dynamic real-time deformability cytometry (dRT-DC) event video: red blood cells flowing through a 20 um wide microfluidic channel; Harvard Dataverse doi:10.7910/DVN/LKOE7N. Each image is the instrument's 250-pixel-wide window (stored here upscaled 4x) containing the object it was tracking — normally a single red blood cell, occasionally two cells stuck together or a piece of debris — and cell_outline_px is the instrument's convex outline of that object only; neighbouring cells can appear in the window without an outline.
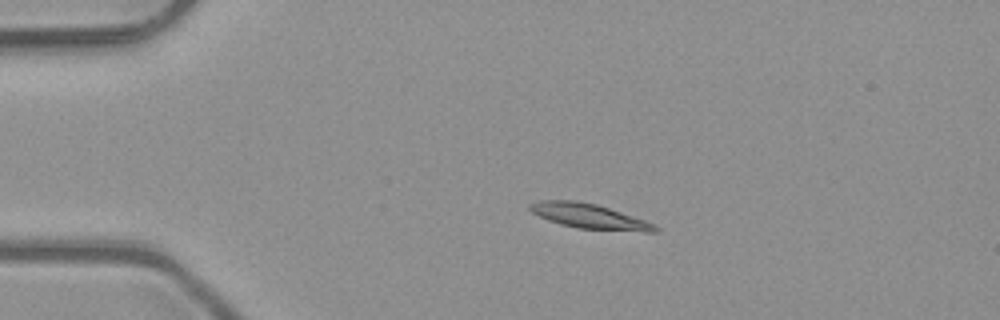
{"species": "common noctule bat (a hibernating species)", "species_latin": "Nyctalus noctula", "temperature_condition": "room temperature", "stored_images_in_passage": 5, "camera_frame_rate_fps": 3000, "um_per_image_px": 0.085, "animal": {"sex": "male", "body_mass_g": 23.1, "forearm_length_mm": 52.7}, "frame": {"image": 1, "passage_image": 4, "time_ms": 1.0, "image_size_px": [1000, 320], "cell_outline_px": [[660, 232], [644, 232], [576, 228], [560, 224], [548, 220], [532, 212], [528, 208], [528, 204], [540, 200], [576, 200], [596, 204], [644, 220], [660, 228]], "centroid_in_image_um": [50.07, 18.38], "position_along_channel_um": 34.9, "area_um2": 18.09}}